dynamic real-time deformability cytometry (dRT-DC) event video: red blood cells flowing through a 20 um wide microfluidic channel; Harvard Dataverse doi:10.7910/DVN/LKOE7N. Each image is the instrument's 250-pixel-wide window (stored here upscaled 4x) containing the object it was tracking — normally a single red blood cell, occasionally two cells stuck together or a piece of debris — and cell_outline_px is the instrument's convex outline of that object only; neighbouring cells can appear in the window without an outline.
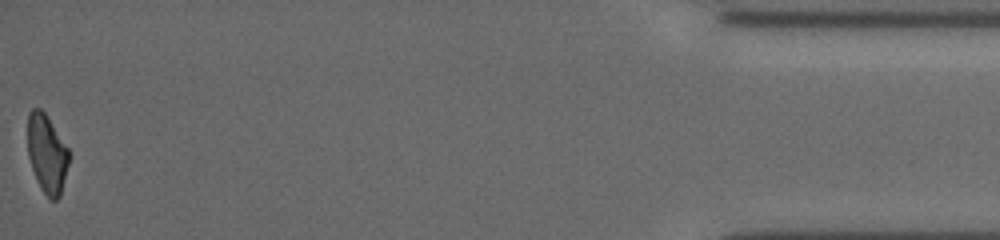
{"species": "common noctule bat (a hibernating species)", "species_latin": "Nyctalus noctula", "temperature_condition": "cold", "stored_images_in_passage": 37, "camera_frame_rate_fps": 3000, "um_per_image_px": 0.085, "animal": {"sex": "female", "body_mass_g": 19.5, "forearm_length_mm": 54.1}, "frame": {"image": 1, "passage_image": 37, "time_ms": 12.0, "image_size_px": [1000, 240], "cell_outline_px": [[72, 156], [60, 196], [56, 200], [52, 200], [40, 188], [32, 168], [28, 156], [28, 112], [32, 108], [40, 108], [44, 112], [68, 148]], "centroid_in_image_um": [4.01, 13.08], "position_along_channel_um": 431.2, "area_um2": 19.02}, "authors_computed_cell_mechanics": {"area_um2": 20.9236, "velocity_mm_per_s": 3.8888, "shape_relaxation_time_tau1_ms": 4.5965, "shape_relaxation_time_tau2_ms": 7.2643, "deformation_change_tau1": 0.1453, "deformation_change_tau2": 0.1344}}